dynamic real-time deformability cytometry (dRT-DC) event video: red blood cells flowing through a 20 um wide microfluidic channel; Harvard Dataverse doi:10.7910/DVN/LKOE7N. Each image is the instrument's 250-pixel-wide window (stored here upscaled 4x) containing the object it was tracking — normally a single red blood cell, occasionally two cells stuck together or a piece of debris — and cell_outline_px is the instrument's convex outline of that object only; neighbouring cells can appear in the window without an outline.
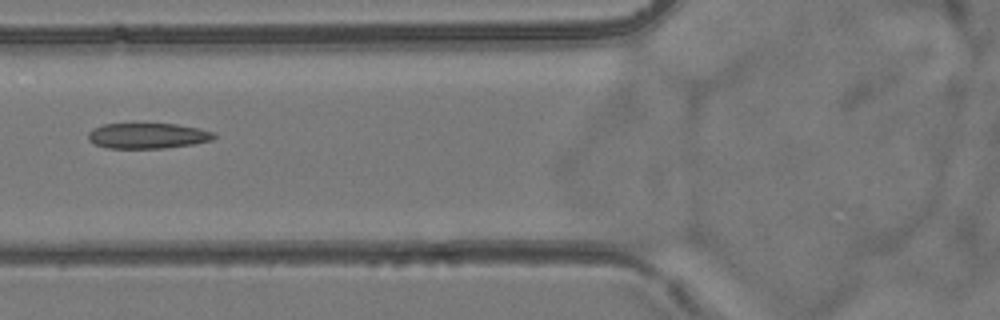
{"species": "common noctule bat (a hibernating species)", "species_latin": "Nyctalus noctula", "temperature_condition": "room temperature", "stored_images_in_passage": 6, "camera_frame_rate_fps": 3000, "um_per_image_px": 0.085, "animal": {"sex": "female", "body_mass_g": 24.6, "forearm_length_mm": 56.2}, "frame": {"image": 1, "passage_image": 6, "time_ms": 5.667, "image_size_px": [1000, 320], "cell_outline_px": [[216, 136], [212, 140], [192, 144], [164, 148], [108, 148], [96, 144], [88, 140], [88, 132], [92, 128], [104, 124], [176, 124], [200, 128], [216, 132]], "centroid_in_image_um": [12.57, 11.53], "position_along_channel_um": 113.2, "area_um2": 18.73}}